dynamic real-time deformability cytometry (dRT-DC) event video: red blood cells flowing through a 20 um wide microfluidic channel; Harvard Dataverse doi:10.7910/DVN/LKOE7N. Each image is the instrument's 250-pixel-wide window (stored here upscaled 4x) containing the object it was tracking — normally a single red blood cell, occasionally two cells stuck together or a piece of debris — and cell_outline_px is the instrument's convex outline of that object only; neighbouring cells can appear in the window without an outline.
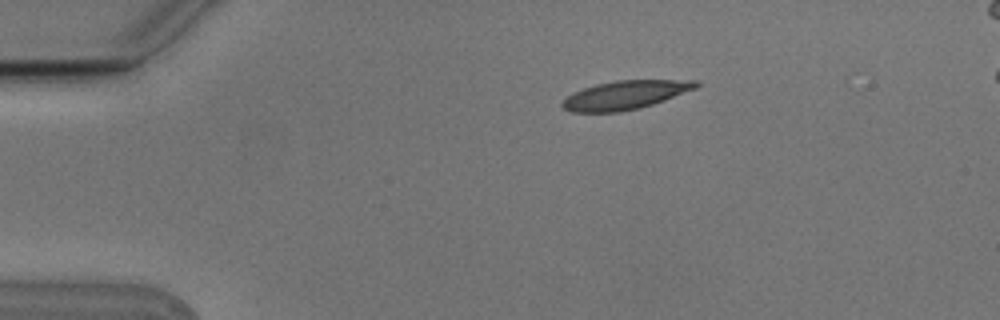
{"species": "Egyptian fruit bat (a non-hibernating species)", "species_latin": "Rousettus aegyptiacus", "temperature_condition": "cold", "stored_images_in_passage": 9, "camera_frame_rate_fps": 3000, "um_per_image_px": 0.085, "animal": {"sex": "male"}, "frame": {"image": 1, "passage_image": 3, "time_ms": 0.667, "image_size_px": [1000, 320], "cell_outline_px": [[700, 84], [696, 88], [664, 100], [640, 108], [620, 112], [572, 112], [564, 108], [560, 104], [568, 96], [584, 88], [596, 84], [616, 80], [700, 80]], "centroid_in_image_um": [53.17, 8.07], "position_along_channel_um": 31.8, "area_um2": 22.14}}
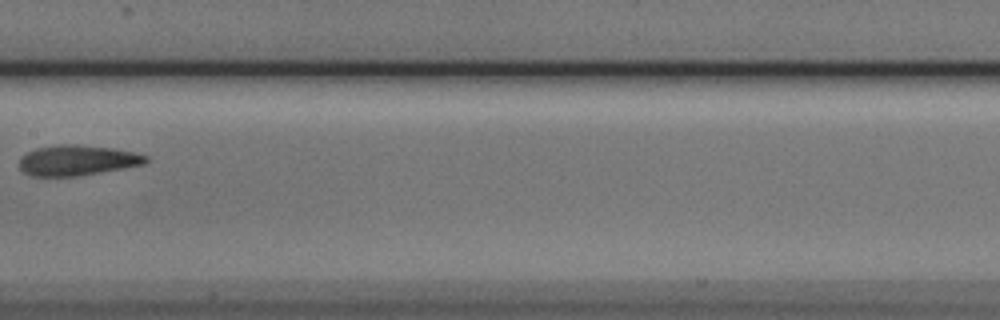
{"frame": {"image": 2, "passage_image": 8, "time_ms": 2.333, "image_size_px": [1000, 320], "cell_outline_px": [[148, 160], [144, 164], [80, 176], [32, 176], [24, 172], [20, 168], [20, 156], [36, 148], [60, 144], [76, 144], [112, 148], [132, 152], [148, 156]], "centroid_in_image_um": [6.55, 13.62], "position_along_channel_um": 200.9, "area_um2": 22.31}}
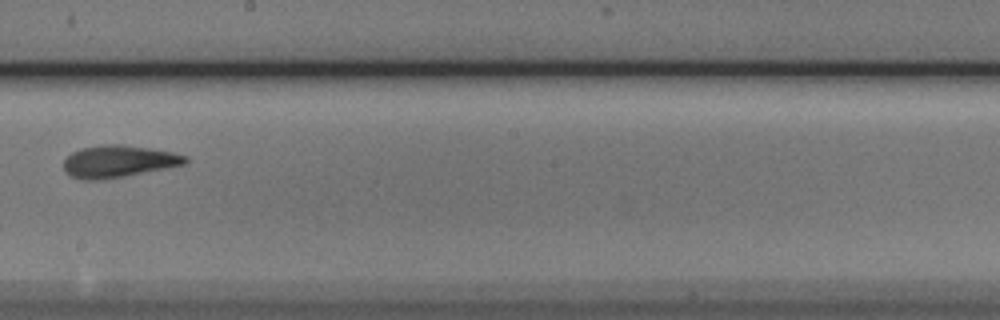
{"frame": {"image": 3, "passage_image": 9, "time_ms": 2.667, "image_size_px": [1000, 320], "cell_outline_px": [[188, 160], [184, 164], [168, 168], [124, 176], [100, 180], [84, 180], [72, 176], [64, 172], [64, 160], [72, 152], [80, 148], [104, 144], [120, 144], [148, 148], [172, 152], [188, 156]], "centroid_in_image_um": [10.06, 13.72], "position_along_channel_um": 238.1, "area_um2": 22.72}}